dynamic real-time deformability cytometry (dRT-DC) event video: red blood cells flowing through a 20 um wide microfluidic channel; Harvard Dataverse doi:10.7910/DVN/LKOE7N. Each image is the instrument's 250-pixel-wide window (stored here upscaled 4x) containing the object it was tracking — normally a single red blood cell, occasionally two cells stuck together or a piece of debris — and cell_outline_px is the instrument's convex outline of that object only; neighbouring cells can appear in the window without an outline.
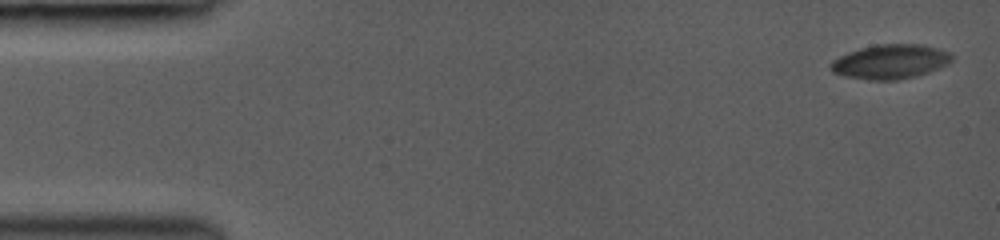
{"species": "common noctule bat (a hibernating species)", "species_latin": "Nyctalus noctula", "temperature_condition": "room temperature", "stored_images_in_passage": 29, "camera_frame_rate_fps": 3000, "um_per_image_px": 0.085, "animal": {"sex": "female", "body_mass_g": 19.0, "forearm_length_mm": 53.3}, "frame": {"image": 1, "passage_image": 1, "time_ms": 0.0, "image_size_px": [1000, 240], "cell_outline_px": [[952, 60], [948, 64], [928, 72], [896, 80], [868, 80], [844, 76], [832, 72], [828, 64], [832, 60], [848, 52], [860, 48], [876, 44], [924, 44], [952, 52]], "centroid_in_image_um": [75.66, 5.23], "position_along_channel_um": 9.3, "area_um2": 24.39}}
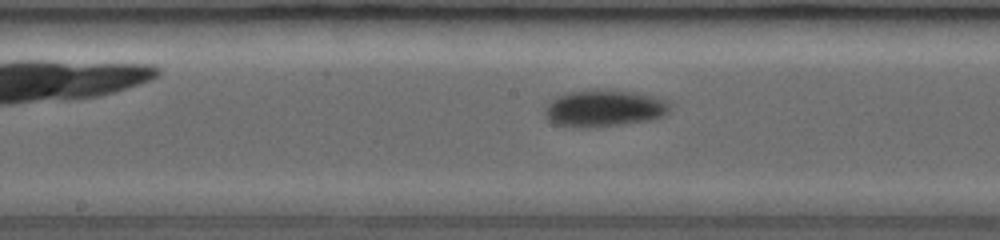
{"frame": {"image": 2, "passage_image": 16, "time_ms": 8.0, "image_size_px": [1000, 240], "cell_outline_px": [[672, 108], [664, 116], [648, 120], [620, 124], [584, 128], [572, 128], [556, 124], [548, 120], [544, 116], [544, 112], [548, 104], [556, 96], [568, 92], [592, 88], [632, 92], [652, 96], [668, 100], [672, 104]], "centroid_in_image_um": [51.34, 9.2], "position_along_channel_um": 196.9, "area_um2": 27.17}}
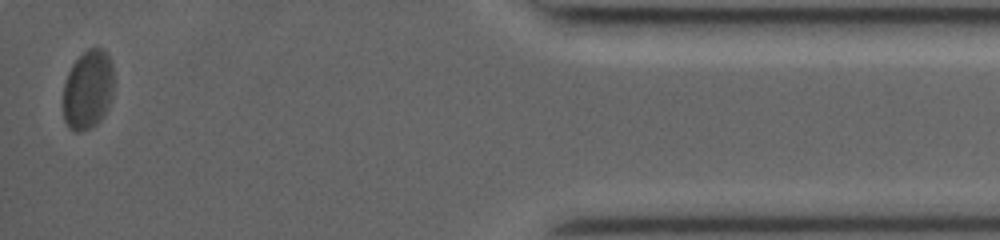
{"frame": {"image": 3, "passage_image": 29, "time_ms": 15.0, "image_size_px": [1000, 240], "cell_outline_px": [[112, 96], [108, 108], [104, 116], [96, 124], [80, 132], [76, 132], [68, 128], [64, 120], [64, 84], [68, 72], [72, 64], [88, 48], [100, 48], [112, 60]], "centroid_in_image_um": [7.47, 7.64], "position_along_channel_um": 427.7, "area_um2": 23.29}, "authors_computed_cell_mechanics": {"area_um2": 25.0274, "velocity_mm_per_s": 4.0833, "shape_relaxation_time_tau1_ms": 3.0226, "shape_relaxation_time_tau2_ms": null, "deformation_change_tau1": 0.064, "deformation_change_tau2": null}}